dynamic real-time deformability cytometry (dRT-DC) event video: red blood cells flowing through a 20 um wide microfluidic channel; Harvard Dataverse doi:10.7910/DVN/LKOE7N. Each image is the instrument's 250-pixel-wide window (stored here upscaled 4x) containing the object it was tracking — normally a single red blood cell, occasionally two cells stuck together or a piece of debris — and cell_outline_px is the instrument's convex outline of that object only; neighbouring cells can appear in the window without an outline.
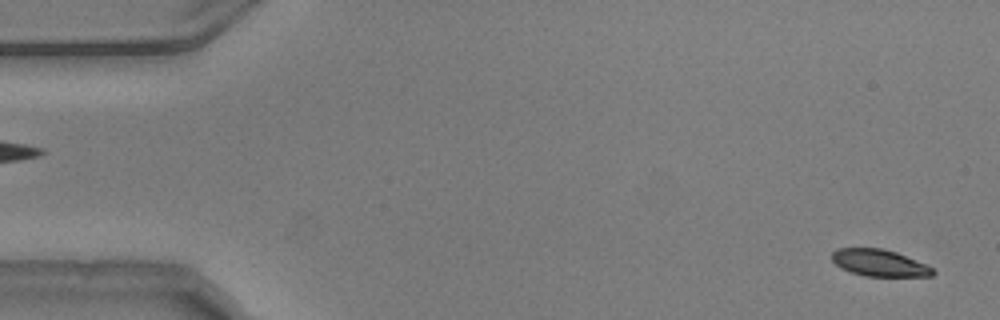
{"species": "common noctule bat (a hibernating species)", "species_latin": "Nyctalus noctula", "temperature_condition": "warm", "stored_images_in_passage": 53, "camera_frame_rate_fps": 3000, "um_per_image_px": 0.085, "animal": {"sex": "male", "body_mass_g": 20.5, "forearm_length_mm": 52.5}, "frame": {"image": 1, "passage_image": 1, "time_ms": 0.0, "image_size_px": [1000, 320], "cell_outline_px": [[936, 272], [932, 276], [864, 276], [840, 268], [832, 260], [832, 252], [836, 248], [884, 248], [896, 252], [924, 264], [932, 268]], "centroid_in_image_um": [74.71, 22.34], "position_along_channel_um": 10.3, "area_um2": 15.66}}
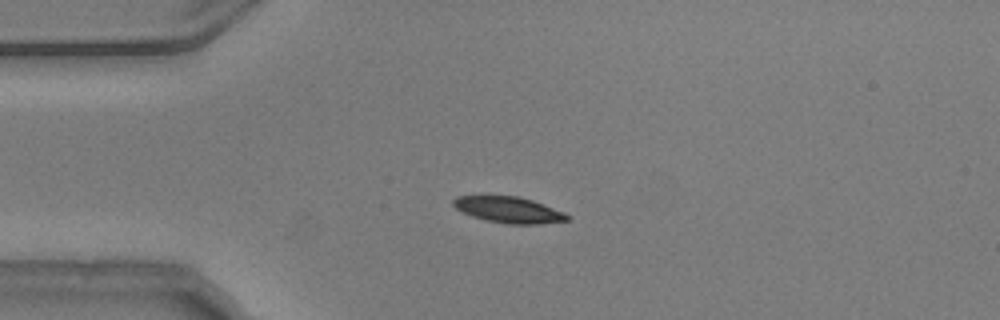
{"frame": {"image": 2, "passage_image": 12, "time_ms": 3.667, "image_size_px": [1000, 320], "cell_outline_px": [[568, 220], [536, 224], [508, 224], [488, 220], [472, 216], [456, 208], [452, 204], [452, 200], [456, 196], [520, 196], [532, 200], [564, 212], [568, 216]], "centroid_in_image_um": [43.22, 17.82], "position_along_channel_um": 41.8, "area_um2": 17.05}}
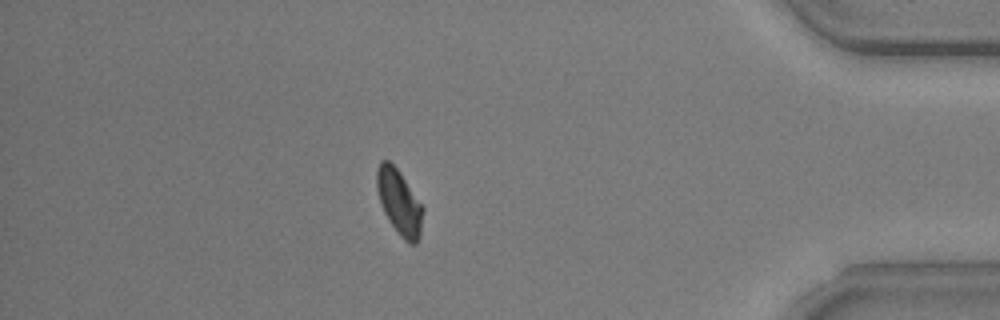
{"frame": {"image": 3, "passage_image": 46, "time_ms": 15.0, "image_size_px": [1000, 320], "cell_outline_px": [[424, 208], [420, 236], [416, 244], [408, 244], [400, 236], [388, 220], [384, 212], [376, 188], [376, 172], [380, 160], [388, 160], [400, 172]], "centroid_in_image_um": [33.94, 17.2], "position_along_channel_um": 401.3, "area_um2": 17.51}, "authors_computed_cell_mechanics": {"area_um2": 17.6868, "velocity_mm_per_s": 3.7308, "shape_relaxation_time_tau1_ms": 2.9086, "shape_relaxation_time_tau2_ms": 8.5695, "deformation_change_tau1": 0.1293, "deformation_change_tau2": 0.1011}}